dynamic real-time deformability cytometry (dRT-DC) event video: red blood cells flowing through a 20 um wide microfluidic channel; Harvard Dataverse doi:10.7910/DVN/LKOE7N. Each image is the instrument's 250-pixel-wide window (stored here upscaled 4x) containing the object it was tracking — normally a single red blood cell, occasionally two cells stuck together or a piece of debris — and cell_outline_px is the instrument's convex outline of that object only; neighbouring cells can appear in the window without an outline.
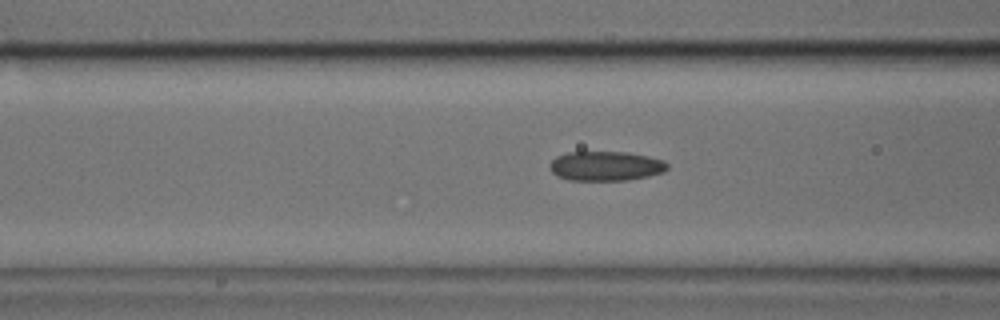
{"species": "common noctule bat (a hibernating species)", "species_latin": "Nyctalus noctula", "temperature_condition": "cold", "stored_images_in_passage": 45, "camera_frame_rate_fps": 3000, "um_per_image_px": 0.085, "animal": {"sex": "male", "body_mass_g": 17.9, "forearm_length_mm": 54.2}, "frame": {"image": 1, "passage_image": 18, "time_ms": 5.667, "image_size_px": [1000, 320], "cell_outline_px": [[668, 168], [664, 172], [648, 176], [628, 180], [568, 180], [552, 172], [548, 168], [548, 164], [556, 156], [568, 152], [628, 152], [648, 156], [664, 160], [668, 164]], "centroid_in_image_um": [51.49, 14.11], "position_along_channel_um": 115.1, "area_um2": 20.35}}
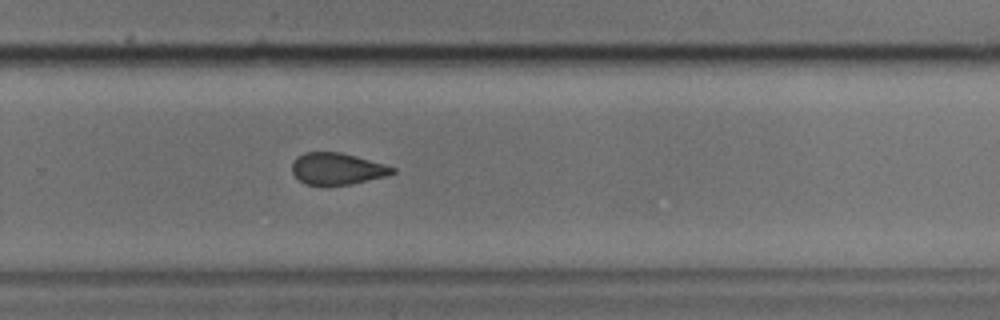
{"frame": {"image": 2, "passage_image": 32, "time_ms": 10.333, "image_size_px": [1000, 320], "cell_outline_px": [[396, 172], [384, 176], [348, 184], [304, 184], [292, 172], [292, 164], [296, 156], [304, 152], [340, 152], [356, 156], [384, 164], [396, 168]], "centroid_in_image_um": [28.63, 14.32], "position_along_channel_um": 301.2, "area_um2": 18.21}}
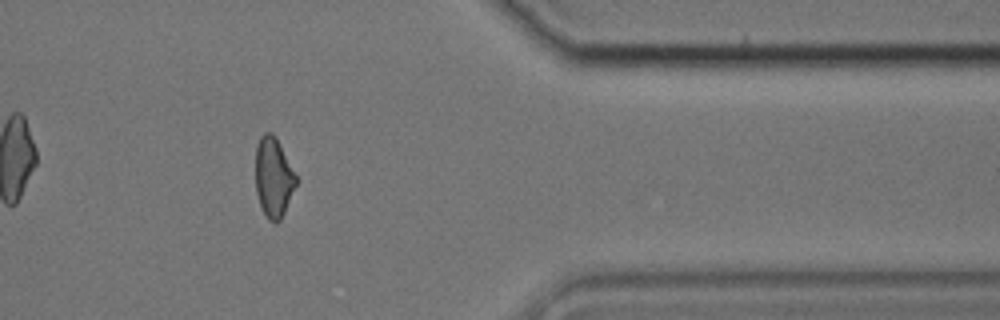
{"frame": {"image": 3, "passage_image": 40, "time_ms": 13.0, "image_size_px": [1000, 320], "cell_outline_px": [[300, 180], [280, 220], [276, 224], [268, 220], [260, 204], [256, 192], [256, 144], [260, 136], [264, 132], [272, 132], [276, 136]], "centroid_in_image_um": [23.28, 15.05], "position_along_channel_um": 388.1, "area_um2": 19.31}}